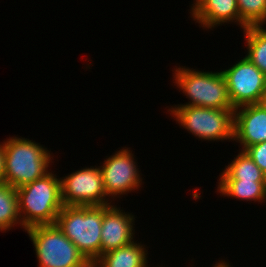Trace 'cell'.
I'll return each instance as SVG.
<instances>
[{
	"mask_svg": "<svg viewBox=\"0 0 266 267\" xmlns=\"http://www.w3.org/2000/svg\"><path fill=\"white\" fill-rule=\"evenodd\" d=\"M49 171L37 180L17 188L22 228L55 224L62 210L60 178Z\"/></svg>",
	"mask_w": 266,
	"mask_h": 267,
	"instance_id": "1",
	"label": "cell"
},
{
	"mask_svg": "<svg viewBox=\"0 0 266 267\" xmlns=\"http://www.w3.org/2000/svg\"><path fill=\"white\" fill-rule=\"evenodd\" d=\"M1 143L4 150V183L17 189L49 172L48 167L54 156L45 146L16 136Z\"/></svg>",
	"mask_w": 266,
	"mask_h": 267,
	"instance_id": "2",
	"label": "cell"
},
{
	"mask_svg": "<svg viewBox=\"0 0 266 267\" xmlns=\"http://www.w3.org/2000/svg\"><path fill=\"white\" fill-rule=\"evenodd\" d=\"M102 206H63L55 224L93 264L101 256Z\"/></svg>",
	"mask_w": 266,
	"mask_h": 267,
	"instance_id": "3",
	"label": "cell"
},
{
	"mask_svg": "<svg viewBox=\"0 0 266 267\" xmlns=\"http://www.w3.org/2000/svg\"><path fill=\"white\" fill-rule=\"evenodd\" d=\"M173 71L174 85L190 101L184 106H200L213 109H235L228 94L227 82L222 73L196 71L186 66H175Z\"/></svg>",
	"mask_w": 266,
	"mask_h": 267,
	"instance_id": "4",
	"label": "cell"
},
{
	"mask_svg": "<svg viewBox=\"0 0 266 267\" xmlns=\"http://www.w3.org/2000/svg\"><path fill=\"white\" fill-rule=\"evenodd\" d=\"M170 111V112H169ZM173 119L192 133L207 141L229 142L234 139V109H213L200 106L175 105L167 110Z\"/></svg>",
	"mask_w": 266,
	"mask_h": 267,
	"instance_id": "5",
	"label": "cell"
},
{
	"mask_svg": "<svg viewBox=\"0 0 266 267\" xmlns=\"http://www.w3.org/2000/svg\"><path fill=\"white\" fill-rule=\"evenodd\" d=\"M39 267H90L92 264L56 224L37 225L25 230Z\"/></svg>",
	"mask_w": 266,
	"mask_h": 267,
	"instance_id": "6",
	"label": "cell"
},
{
	"mask_svg": "<svg viewBox=\"0 0 266 267\" xmlns=\"http://www.w3.org/2000/svg\"><path fill=\"white\" fill-rule=\"evenodd\" d=\"M64 206L111 205L105 192L99 166L81 168L60 178Z\"/></svg>",
	"mask_w": 266,
	"mask_h": 267,
	"instance_id": "7",
	"label": "cell"
},
{
	"mask_svg": "<svg viewBox=\"0 0 266 267\" xmlns=\"http://www.w3.org/2000/svg\"><path fill=\"white\" fill-rule=\"evenodd\" d=\"M131 148L123 147L100 164L99 169L102 175L104 189L107 197H120L137 190L142 186L141 173L134 153ZM135 160V161H134Z\"/></svg>",
	"mask_w": 266,
	"mask_h": 267,
	"instance_id": "8",
	"label": "cell"
},
{
	"mask_svg": "<svg viewBox=\"0 0 266 267\" xmlns=\"http://www.w3.org/2000/svg\"><path fill=\"white\" fill-rule=\"evenodd\" d=\"M222 71L232 106L258 104L266 90V75L246 57Z\"/></svg>",
	"mask_w": 266,
	"mask_h": 267,
	"instance_id": "9",
	"label": "cell"
},
{
	"mask_svg": "<svg viewBox=\"0 0 266 267\" xmlns=\"http://www.w3.org/2000/svg\"><path fill=\"white\" fill-rule=\"evenodd\" d=\"M123 211L115 203L103 205L101 255L135 241V216Z\"/></svg>",
	"mask_w": 266,
	"mask_h": 267,
	"instance_id": "10",
	"label": "cell"
},
{
	"mask_svg": "<svg viewBox=\"0 0 266 267\" xmlns=\"http://www.w3.org/2000/svg\"><path fill=\"white\" fill-rule=\"evenodd\" d=\"M245 150L266 141V110L259 104H249L234 109V139Z\"/></svg>",
	"mask_w": 266,
	"mask_h": 267,
	"instance_id": "11",
	"label": "cell"
},
{
	"mask_svg": "<svg viewBox=\"0 0 266 267\" xmlns=\"http://www.w3.org/2000/svg\"><path fill=\"white\" fill-rule=\"evenodd\" d=\"M190 17L206 30L234 22L240 26L237 0H194Z\"/></svg>",
	"mask_w": 266,
	"mask_h": 267,
	"instance_id": "12",
	"label": "cell"
},
{
	"mask_svg": "<svg viewBox=\"0 0 266 267\" xmlns=\"http://www.w3.org/2000/svg\"><path fill=\"white\" fill-rule=\"evenodd\" d=\"M146 246L133 241L129 245L102 254L95 267H149Z\"/></svg>",
	"mask_w": 266,
	"mask_h": 267,
	"instance_id": "13",
	"label": "cell"
},
{
	"mask_svg": "<svg viewBox=\"0 0 266 267\" xmlns=\"http://www.w3.org/2000/svg\"><path fill=\"white\" fill-rule=\"evenodd\" d=\"M217 186V192L224 197L266 202V181L218 180Z\"/></svg>",
	"mask_w": 266,
	"mask_h": 267,
	"instance_id": "14",
	"label": "cell"
},
{
	"mask_svg": "<svg viewBox=\"0 0 266 267\" xmlns=\"http://www.w3.org/2000/svg\"><path fill=\"white\" fill-rule=\"evenodd\" d=\"M231 161L220 173L219 180L266 181L262 170L245 151H239L238 155Z\"/></svg>",
	"mask_w": 266,
	"mask_h": 267,
	"instance_id": "15",
	"label": "cell"
},
{
	"mask_svg": "<svg viewBox=\"0 0 266 267\" xmlns=\"http://www.w3.org/2000/svg\"><path fill=\"white\" fill-rule=\"evenodd\" d=\"M20 225L17 189L6 183H0V232H6Z\"/></svg>",
	"mask_w": 266,
	"mask_h": 267,
	"instance_id": "16",
	"label": "cell"
},
{
	"mask_svg": "<svg viewBox=\"0 0 266 267\" xmlns=\"http://www.w3.org/2000/svg\"><path fill=\"white\" fill-rule=\"evenodd\" d=\"M246 58L266 75V29L264 26H249L243 30Z\"/></svg>",
	"mask_w": 266,
	"mask_h": 267,
	"instance_id": "17",
	"label": "cell"
},
{
	"mask_svg": "<svg viewBox=\"0 0 266 267\" xmlns=\"http://www.w3.org/2000/svg\"><path fill=\"white\" fill-rule=\"evenodd\" d=\"M240 27L266 25V0H237Z\"/></svg>",
	"mask_w": 266,
	"mask_h": 267,
	"instance_id": "18",
	"label": "cell"
},
{
	"mask_svg": "<svg viewBox=\"0 0 266 267\" xmlns=\"http://www.w3.org/2000/svg\"><path fill=\"white\" fill-rule=\"evenodd\" d=\"M244 151L262 170L264 176L266 177V141L251 145Z\"/></svg>",
	"mask_w": 266,
	"mask_h": 267,
	"instance_id": "19",
	"label": "cell"
},
{
	"mask_svg": "<svg viewBox=\"0 0 266 267\" xmlns=\"http://www.w3.org/2000/svg\"><path fill=\"white\" fill-rule=\"evenodd\" d=\"M4 180V150L2 143H0V183Z\"/></svg>",
	"mask_w": 266,
	"mask_h": 267,
	"instance_id": "20",
	"label": "cell"
},
{
	"mask_svg": "<svg viewBox=\"0 0 266 267\" xmlns=\"http://www.w3.org/2000/svg\"><path fill=\"white\" fill-rule=\"evenodd\" d=\"M213 267H232L230 264H229V261H225V260H219V262H216V264L213 265Z\"/></svg>",
	"mask_w": 266,
	"mask_h": 267,
	"instance_id": "21",
	"label": "cell"
},
{
	"mask_svg": "<svg viewBox=\"0 0 266 267\" xmlns=\"http://www.w3.org/2000/svg\"><path fill=\"white\" fill-rule=\"evenodd\" d=\"M258 104H259L264 110H266V90H265L264 94L262 95V97L260 98Z\"/></svg>",
	"mask_w": 266,
	"mask_h": 267,
	"instance_id": "22",
	"label": "cell"
}]
</instances>
